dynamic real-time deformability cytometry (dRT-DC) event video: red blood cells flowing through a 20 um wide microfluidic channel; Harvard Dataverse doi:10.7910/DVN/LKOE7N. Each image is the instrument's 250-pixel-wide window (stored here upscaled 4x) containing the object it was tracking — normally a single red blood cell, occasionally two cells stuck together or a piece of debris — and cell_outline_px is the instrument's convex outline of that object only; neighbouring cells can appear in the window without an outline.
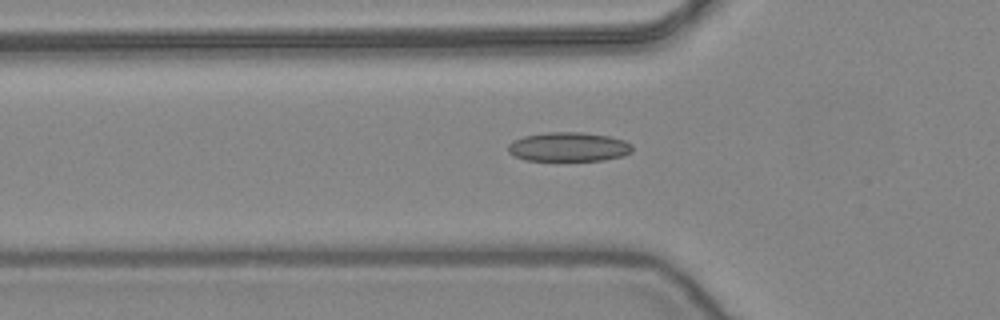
{"species": "common noctule bat (a hibernating species)", "species_latin": "Nyctalus noctula", "temperature_condition": "warm", "stored_images_in_passage": 48, "camera_frame_rate_fps": 3000, "um_per_image_px": 0.085, "animal": {"sex": "female", "body_mass_g": 24.6, "forearm_length_mm": 56.2}, "frame": {"image": 1, "passage_image": 18, "time_ms": 5.667, "image_size_px": [1000, 320], "cell_outline_px": [[632, 152], [624, 156], [604, 160], [524, 160], [508, 152], [508, 144], [512, 140], [524, 136], [544, 132], [580, 132], [608, 136], [624, 140], [632, 144]], "centroid_in_image_um": [48.33, 12.48], "position_along_channel_um": 77.5, "area_um2": 21.21}}
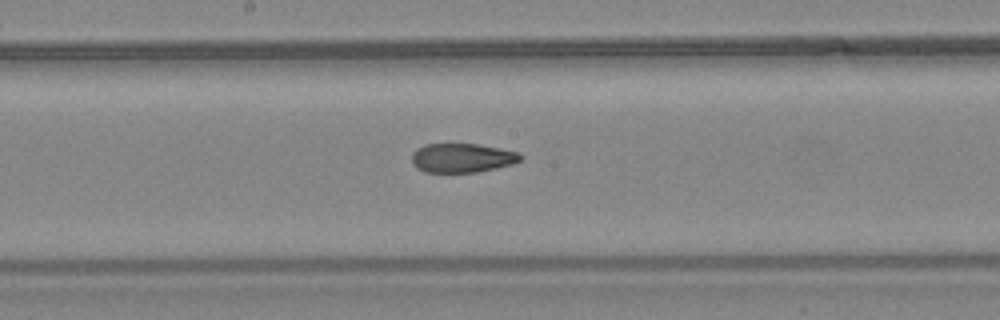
{"frame": {"image": 2, "passage_image": 28, "time_ms": 9.0, "image_size_px": [1000, 320], "cell_outline_px": [[524, 156], [520, 160], [512, 164], [496, 168], [476, 172], [424, 172], [416, 168], [412, 164], [412, 152], [416, 148], [424, 144], [476, 144], [500, 148], [520, 152]], "centroid_in_image_um": [39.27, 13.42], "position_along_channel_um": 208.9, "area_um2": 18.61}}
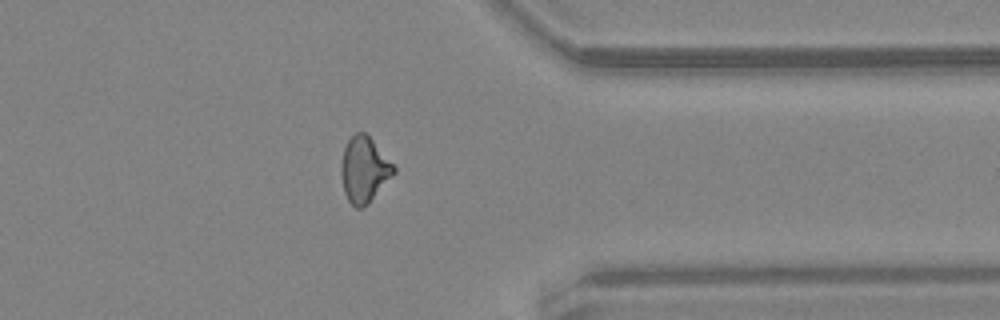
{"frame": {"image": 3, "passage_image": 42, "time_ms": 13.667, "image_size_px": [1000, 320], "cell_outline_px": [[396, 172], [368, 204], [364, 208], [356, 208], [348, 200], [344, 192], [340, 172], [340, 168], [344, 148], [348, 140], [356, 132], [364, 132], [372, 140], [396, 168]], "centroid_in_image_um": [30.94, 14.44], "position_along_channel_um": 380.5, "area_um2": 19.94}, "authors_computed_cell_mechanics": {"area_um2": 19.941, "velocity_mm_per_s": 3.9045, "shape_relaxation_time_tau1_ms": null, "shape_relaxation_time_tau2_ms": 3.6539, "deformation_change_tau1": null, "deformation_change_tau2": 0.0935}}